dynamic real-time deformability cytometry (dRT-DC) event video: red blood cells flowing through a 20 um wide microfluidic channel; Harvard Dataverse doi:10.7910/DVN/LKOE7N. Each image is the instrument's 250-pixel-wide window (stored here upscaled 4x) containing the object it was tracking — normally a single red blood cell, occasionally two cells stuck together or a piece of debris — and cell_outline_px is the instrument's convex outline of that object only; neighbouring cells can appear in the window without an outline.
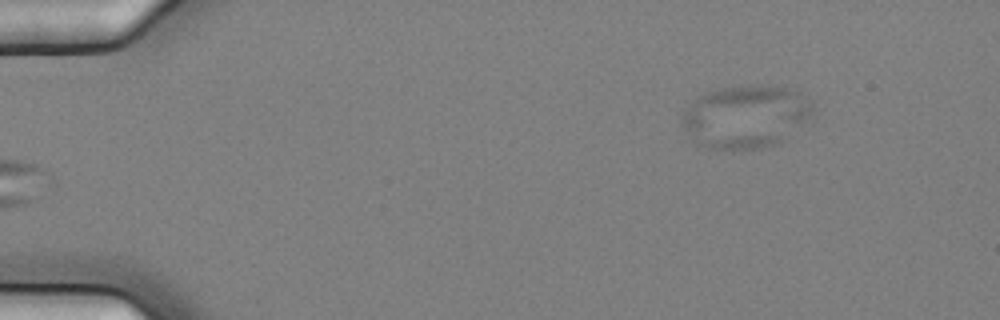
{"species": "common noctule bat (a hibernating species)", "species_latin": "Nyctalus noctula", "temperature_condition": "cold", "stored_images_in_passage": 2, "camera_frame_rate_fps": 3000, "um_per_image_px": 0.085, "animal": {"sex": "female", "body_mass_g": 25.1}, "frame": {"image": 1, "passage_image": 2, "time_ms": 0.333, "image_size_px": [1000, 320], "cell_outline_px": [[812, 116], [776, 144], [760, 148], [708, 148], [696, 144], [688, 136], [680, 124], [684, 108], [696, 96], [720, 88], [748, 84], [784, 88], [800, 92], [812, 104]], "centroid_in_image_um": [63.3, 9.89], "position_along_channel_um": 21.7, "area_um2": 47.74}}